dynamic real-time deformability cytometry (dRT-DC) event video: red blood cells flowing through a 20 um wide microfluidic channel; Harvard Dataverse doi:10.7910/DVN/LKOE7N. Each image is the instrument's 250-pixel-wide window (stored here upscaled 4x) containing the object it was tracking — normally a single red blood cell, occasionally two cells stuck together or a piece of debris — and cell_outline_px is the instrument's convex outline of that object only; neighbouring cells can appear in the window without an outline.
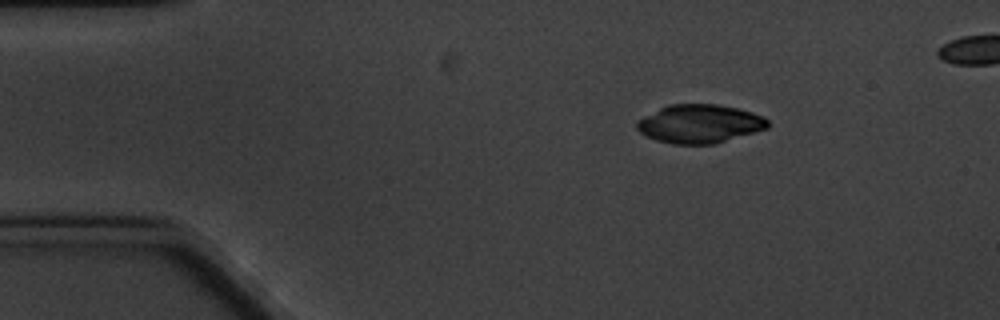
{"species": "common noctule bat (a hibernating species)", "species_latin": "Nyctalus noctula", "temperature_condition": "cold", "stored_images_in_passage": 4, "camera_frame_rate_fps": 3000, "um_per_image_px": 0.085, "animal": {"sex": "male", "body_mass_g": 20.1, "forearm_length_mm": 53.5}, "frame": {"image": 1, "passage_image": 1, "time_ms": 0.0, "image_size_px": [1000, 320], "cell_outline_px": [[768, 128], [712, 144], [672, 144], [656, 140], [640, 132], [636, 128], [636, 120], [668, 104], [716, 104], [736, 108], [752, 112], [764, 116], [768, 120]], "centroid_in_image_um": [59.45, 10.51], "position_along_channel_um": 25.6, "area_um2": 29.25}}